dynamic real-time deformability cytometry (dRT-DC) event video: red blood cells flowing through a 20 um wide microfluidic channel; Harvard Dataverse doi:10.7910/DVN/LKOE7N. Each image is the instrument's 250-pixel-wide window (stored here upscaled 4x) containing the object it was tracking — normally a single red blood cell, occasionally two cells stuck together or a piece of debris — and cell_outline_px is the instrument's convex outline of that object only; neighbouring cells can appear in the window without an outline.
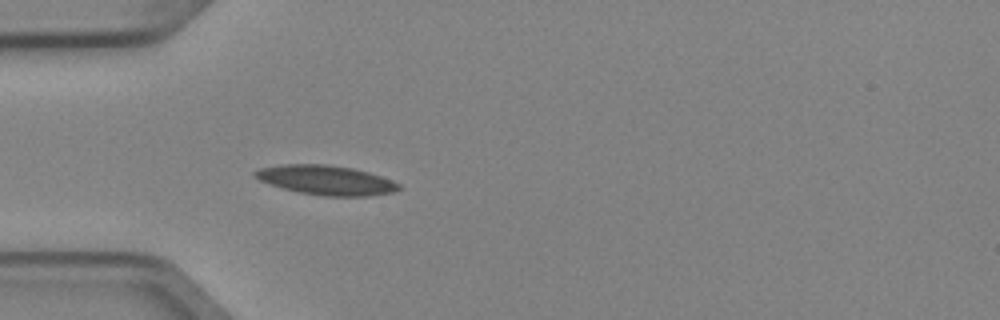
{"species": "Egyptian fruit bat (a non-hibernating species)", "species_latin": "Rousettus aegyptiacus", "temperature_condition": "cold", "stored_images_in_passage": 4, "camera_frame_rate_fps": 3000, "um_per_image_px": 0.085, "animal": {"sex": "female"}, "frame": {"image": 1, "passage_image": 4, "time_ms": 1.0, "image_size_px": [1000, 320], "cell_outline_px": [[404, 188], [392, 192], [368, 196], [324, 196], [300, 192], [284, 188], [260, 180], [252, 176], [252, 172], [260, 168], [284, 164], [324, 164], [352, 168], [368, 172], [392, 180], [400, 184]], "centroid_in_image_um": [27.74, 15.31], "position_along_channel_um": 57.3, "area_um2": 24.57}}